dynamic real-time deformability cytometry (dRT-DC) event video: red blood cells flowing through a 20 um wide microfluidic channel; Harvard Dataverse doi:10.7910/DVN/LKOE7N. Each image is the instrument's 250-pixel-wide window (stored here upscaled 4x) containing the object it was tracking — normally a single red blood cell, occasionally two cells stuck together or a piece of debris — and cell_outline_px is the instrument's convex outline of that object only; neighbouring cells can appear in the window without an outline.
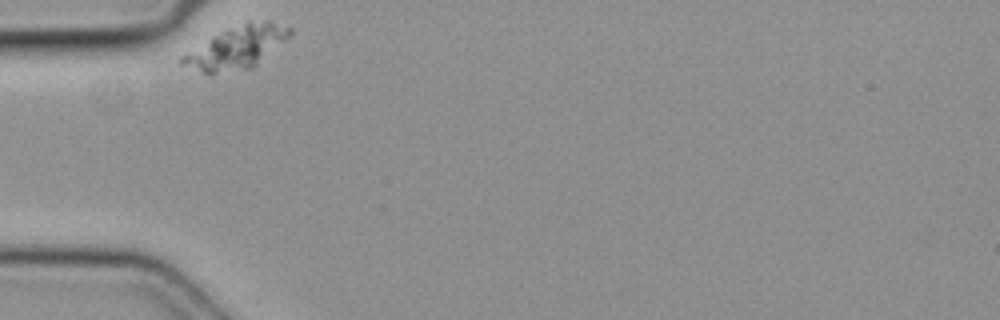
{"species": "common noctule bat (a hibernating species)", "species_latin": "Nyctalus noctula", "temperature_condition": "cold", "stored_images_in_passage": 30, "camera_frame_rate_fps": 3000, "um_per_image_px": 0.085, "animal": {"sex": "female", "body_mass_g": 19.3, "forearm_length_mm": 54.1}, "frame": {"image": 1, "passage_image": 1, "time_ms": 0.0, "image_size_px": [1000, 320], "cell_outline_px": [[292, 32], [284, 40], [252, 68], [216, 72], [204, 72], [180, 64], [180, 56], [212, 36], [220, 32], [248, 20], [268, 20], [292, 28]], "centroid_in_image_um": [20.11, 3.99], "position_along_channel_um": 64.9, "area_um2": 25.89}}
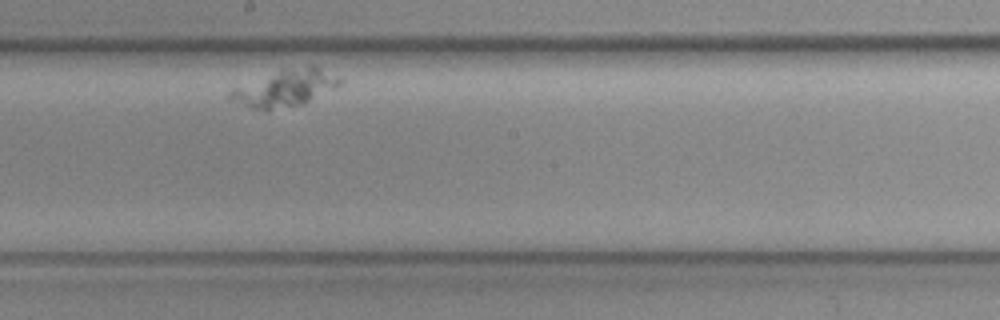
{"frame": {"image": 2, "passage_image": 17, "time_ms": 5.333, "image_size_px": [1000, 320], "cell_outline_px": [[340, 84], [336, 88], [304, 104], [268, 112], [252, 108], [228, 96], [228, 92], [232, 88], [280, 72], [312, 64], [320, 68], [340, 80]], "centroid_in_image_um": [24.27, 7.55], "position_along_channel_um": 223.9, "area_um2": 22.6}}
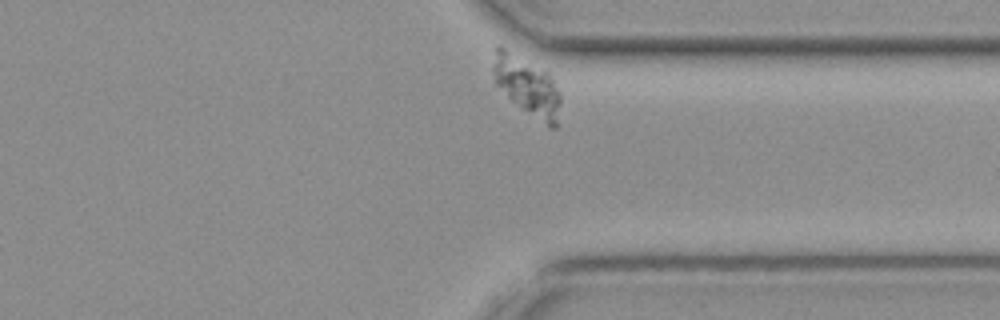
{"frame": {"image": 3, "passage_image": 30, "time_ms": 9.667, "image_size_px": [1000, 320], "cell_outline_px": [[560, 100], [556, 128], [548, 128], [512, 100], [496, 84], [492, 68], [492, 48], [496, 44], [500, 44], [548, 72], [560, 96]], "centroid_in_image_um": [44.75, 7.24], "position_along_channel_um": 366.7, "area_um2": 23.18}}